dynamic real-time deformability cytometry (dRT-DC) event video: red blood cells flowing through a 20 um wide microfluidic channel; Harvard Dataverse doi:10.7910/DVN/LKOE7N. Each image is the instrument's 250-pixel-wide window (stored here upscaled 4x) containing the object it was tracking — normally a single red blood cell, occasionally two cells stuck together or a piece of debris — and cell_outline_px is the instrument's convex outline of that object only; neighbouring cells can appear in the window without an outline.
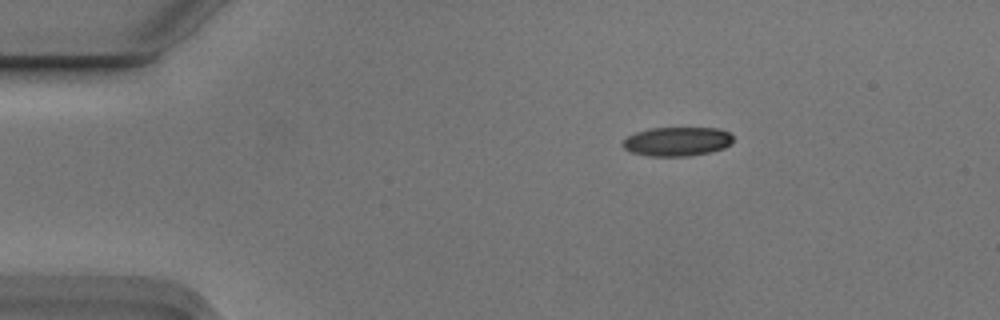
{"species": "Egyptian fruit bat (a non-hibernating species)", "species_latin": "Rousettus aegyptiacus", "temperature_condition": "cold", "stored_images_in_passage": 4, "segment_of_instrument_passage": [1, 2], "camera_frame_rate_fps": 3000, "um_per_image_px": 0.085, "animal": {"sex": "male"}, "frame": {"image": 1, "passage_image": 1, "time_ms": 0.0, "image_size_px": [1000, 320], "cell_outline_px": [[732, 144], [724, 148], [708, 152], [688, 156], [648, 156], [632, 152], [624, 148], [620, 144], [628, 136], [636, 132], [652, 128], [716, 128], [728, 132], [732, 136]], "centroid_in_image_um": [57.54, 12.03], "position_along_channel_um": 27.5, "area_um2": 18.61}}